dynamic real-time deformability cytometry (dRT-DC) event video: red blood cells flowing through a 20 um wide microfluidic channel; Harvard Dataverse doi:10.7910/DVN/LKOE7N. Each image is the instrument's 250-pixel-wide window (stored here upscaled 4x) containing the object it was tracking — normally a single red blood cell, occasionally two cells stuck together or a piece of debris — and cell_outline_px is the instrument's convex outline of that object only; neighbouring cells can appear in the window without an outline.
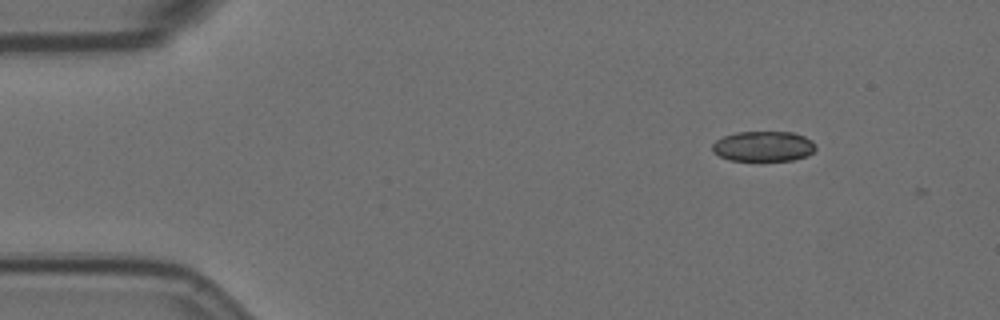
{"species": "Egyptian fruit bat (a non-hibernating species)", "species_latin": "Rousettus aegyptiacus", "temperature_condition": "room temperature", "stored_images_in_passage": 3, "camera_frame_rate_fps": 3000, "um_per_image_px": 0.085, "animal": {"sex": "female"}, "frame": {"image": 1, "passage_image": 1, "time_ms": 0.0, "image_size_px": [1000, 320], "cell_outline_px": [[816, 148], [808, 156], [792, 160], [728, 160], [712, 152], [712, 144], [716, 140], [724, 136], [736, 132], [792, 132], [804, 136], [812, 140], [816, 144]], "centroid_in_image_um": [64.89, 12.43], "position_along_channel_um": 20.1, "area_um2": 18.26}}